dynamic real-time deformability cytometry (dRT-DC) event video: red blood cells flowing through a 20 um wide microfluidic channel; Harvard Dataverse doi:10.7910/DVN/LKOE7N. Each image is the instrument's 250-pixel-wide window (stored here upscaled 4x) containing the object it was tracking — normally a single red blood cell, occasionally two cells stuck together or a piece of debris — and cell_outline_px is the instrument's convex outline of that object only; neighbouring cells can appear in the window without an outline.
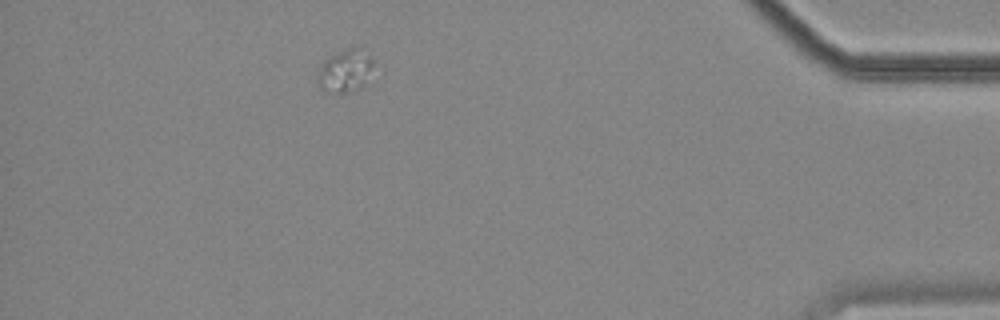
{"species": "common noctule bat (a hibernating species)", "species_latin": "Nyctalus noctula", "temperature_condition": "cold", "stored_images_in_passage": 44, "camera_frame_rate_fps": 3000, "um_per_image_px": 0.085, "animal": {"sex": "female", "body_mass_g": 18.4}, "frame": {"image": 1, "passage_image": 38, "time_ms": 12.333, "image_size_px": [1000, 320], "cell_outline_px": [[376, 60], [368, 84], [360, 88], [344, 92], [320, 92], [316, 88], [316, 84], [320, 68], [324, 60], [328, 56], [348, 48], [356, 48], [372, 52]], "centroid_in_image_um": [29.39, 6.02], "position_along_channel_um": 405.8, "area_um2": 14.68}}